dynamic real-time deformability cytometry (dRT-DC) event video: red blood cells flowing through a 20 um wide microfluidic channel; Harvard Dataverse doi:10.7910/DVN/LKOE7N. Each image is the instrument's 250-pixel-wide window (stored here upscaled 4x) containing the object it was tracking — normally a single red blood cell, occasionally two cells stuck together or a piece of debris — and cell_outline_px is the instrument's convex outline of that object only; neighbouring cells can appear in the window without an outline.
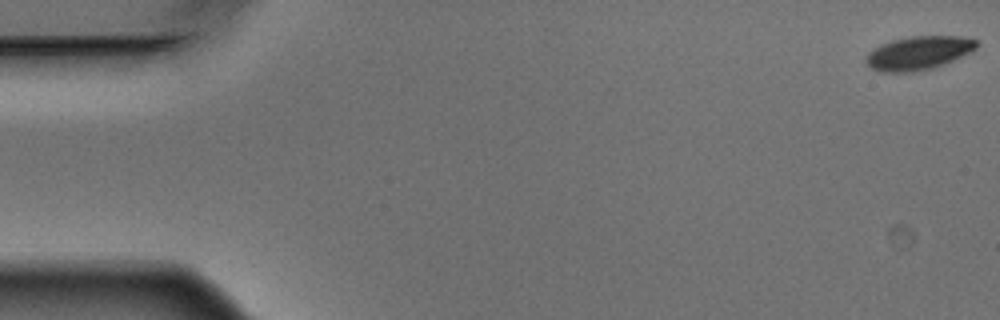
{"species": "Egyptian fruit bat (a non-hibernating species)", "species_latin": "Rousettus aegyptiacus", "temperature_condition": "warm", "stored_images_in_passage": 5, "camera_frame_rate_fps": 3000, "um_per_image_px": 0.085, "animal": {"sex": "male"}, "frame": {"image": 1, "passage_image": 1, "time_ms": 0.0, "image_size_px": [1000, 320], "cell_outline_px": [[980, 44], [976, 48], [944, 64], [932, 68], [908, 72], [880, 72], [872, 68], [864, 60], [868, 52], [872, 48], [880, 44], [892, 40], [912, 36], [960, 36], [976, 40]], "centroid_in_image_um": [78.03, 4.49], "position_along_channel_um": 7.0, "area_um2": 21.5}}
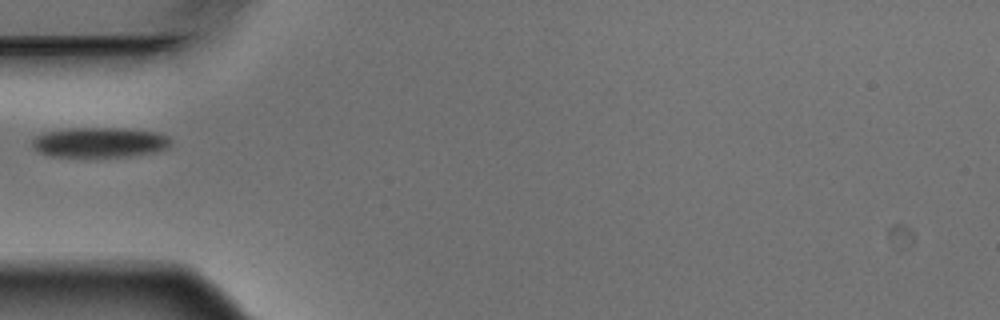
{"frame": {"image": 2, "passage_image": 4, "time_ms": 1.0, "image_size_px": [1000, 320], "cell_outline_px": [[168, 148], [156, 152], [128, 156], [52, 156], [40, 152], [32, 148], [32, 140], [36, 136], [44, 132], [68, 128], [120, 128], [156, 132], [168, 136]], "centroid_in_image_um": [8.44, 12.09], "position_along_channel_um": 76.6, "area_um2": 24.04}}
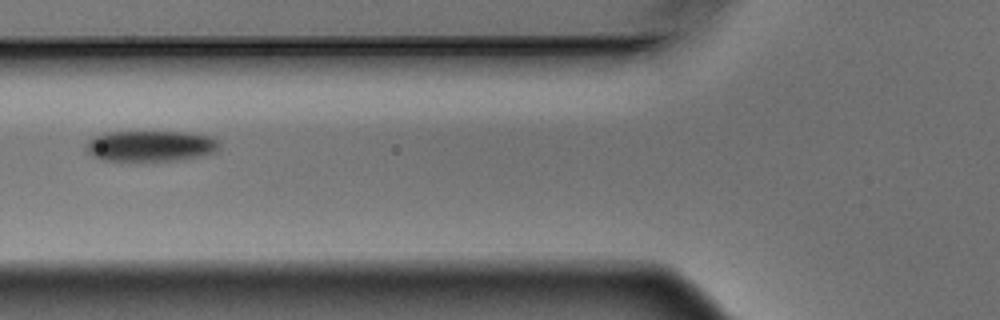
{"frame": {"image": 3, "passage_image": 5, "time_ms": 1.333, "image_size_px": [1000, 320], "cell_outline_px": [[220, 148], [216, 152], [200, 156], [176, 160], [104, 160], [92, 156], [84, 148], [88, 140], [104, 132], [188, 132], [212, 136], [220, 144]], "centroid_in_image_um": [12.81, 12.39], "position_along_channel_um": 113.0, "area_um2": 23.93}}